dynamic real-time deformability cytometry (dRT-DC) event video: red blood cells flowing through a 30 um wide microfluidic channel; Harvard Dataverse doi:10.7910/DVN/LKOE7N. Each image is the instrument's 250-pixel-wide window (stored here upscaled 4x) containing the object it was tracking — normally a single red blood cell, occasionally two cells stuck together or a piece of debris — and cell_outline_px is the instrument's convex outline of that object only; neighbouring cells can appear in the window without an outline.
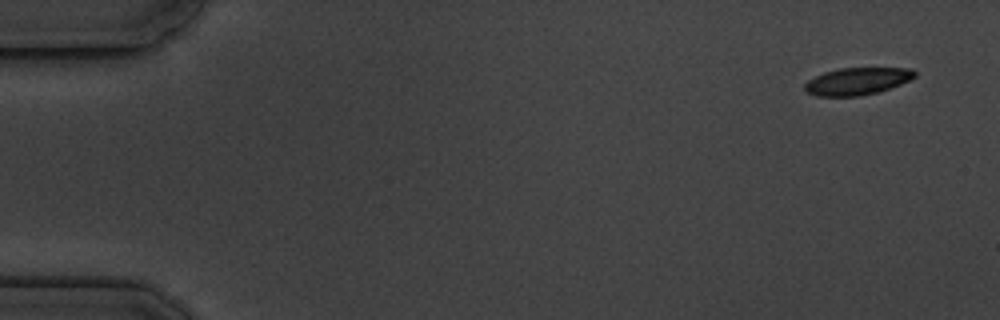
{"species": "common noctule bat (a hibernating species)", "species_latin": "Nyctalus noctula", "temperature_condition": "cold", "stored_images_in_passage": 5, "camera_frame_rate_fps": 3000, "um_per_image_px": 0.085, "animal": {"sex": "male", "body_mass_g": 19.5, "forearm_length_mm": 54.6}, "frame": {"image": 1, "passage_image": 1, "time_ms": 0.0, "image_size_px": [1000, 320], "cell_outline_px": [[916, 76], [900, 84], [876, 92], [860, 96], [816, 96], [808, 92], [804, 88], [804, 84], [808, 80], [824, 72], [840, 68], [912, 68], [916, 72]], "centroid_in_image_um": [72.85, 6.9], "position_along_channel_um": 12.2, "area_um2": 17.28}}